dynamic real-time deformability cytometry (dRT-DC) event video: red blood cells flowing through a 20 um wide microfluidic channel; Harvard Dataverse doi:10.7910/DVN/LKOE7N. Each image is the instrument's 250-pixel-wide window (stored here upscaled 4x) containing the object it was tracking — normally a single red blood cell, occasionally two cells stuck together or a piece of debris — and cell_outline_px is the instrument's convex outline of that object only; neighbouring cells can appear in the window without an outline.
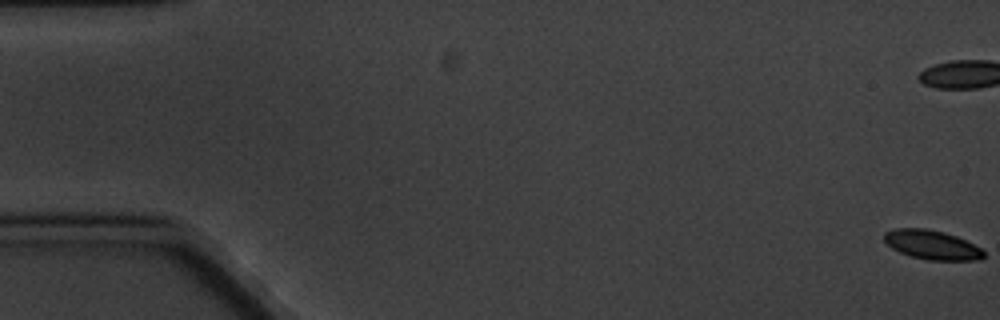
{"species": "common noctule bat (a hibernating species)", "species_latin": "Nyctalus noctula", "temperature_condition": "cold", "stored_images_in_passage": 7, "camera_frame_rate_fps": 3000, "um_per_image_px": 0.085, "animal": {"sex": "male", "body_mass_g": 20.1, "forearm_length_mm": 53.5}, "frame": {"image": 1, "passage_image": 1, "time_ms": 0.0, "image_size_px": [1000, 320], "cell_outline_px": [[984, 256], [980, 260], [928, 260], [912, 256], [900, 252], [892, 248], [884, 240], [884, 232], [896, 228], [928, 228], [944, 232], [956, 236], [980, 248], [984, 252]], "centroid_in_image_um": [79.2, 20.8], "position_along_channel_um": 5.8, "area_um2": 16.82}}